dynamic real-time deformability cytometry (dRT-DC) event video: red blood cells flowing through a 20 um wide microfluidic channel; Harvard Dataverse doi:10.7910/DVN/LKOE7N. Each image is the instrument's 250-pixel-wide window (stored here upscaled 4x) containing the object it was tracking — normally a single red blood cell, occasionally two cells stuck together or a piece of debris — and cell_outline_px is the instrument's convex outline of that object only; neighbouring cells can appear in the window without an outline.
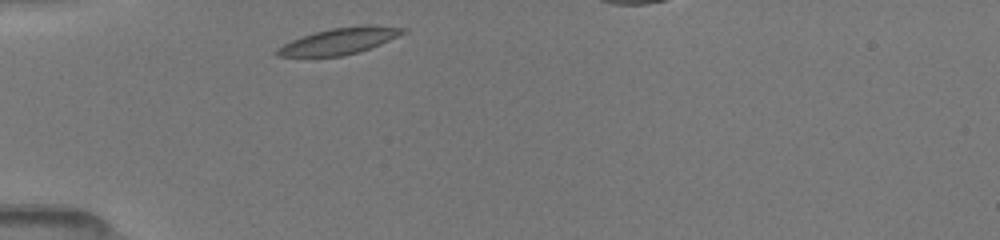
{"species": "common noctule bat (a hibernating species)", "species_latin": "Nyctalus noctula", "temperature_condition": "room temperature", "stored_images_in_passage": 31, "camera_frame_rate_fps": 3000, "um_per_image_px": 0.085, "animal": {"sex": "female", "body_mass_g": 19.5, "forearm_length_mm": 54.1}, "frame": {"image": 1, "passage_image": 1, "time_ms": 0.0, "image_size_px": [1000, 240], "cell_outline_px": [[408, 32], [380, 44], [360, 52], [340, 56], [276, 56], [276, 48], [292, 40], [316, 32], [332, 28], [408, 28]], "centroid_in_image_um": [28.77, 3.55], "position_along_channel_um": 56.2, "area_um2": 18.15}}
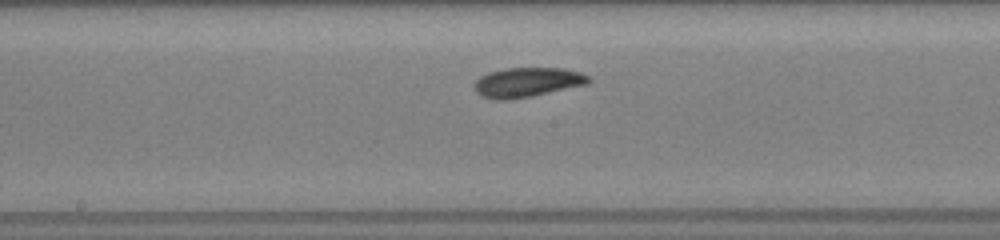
{"frame": {"image": 2, "passage_image": 13, "time_ms": 4.0, "image_size_px": [1000, 240], "cell_outline_px": [[592, 80], [588, 84], [532, 96], [508, 100], [496, 100], [484, 96], [476, 92], [476, 80], [480, 76], [488, 72], [508, 68], [560, 68], [580, 72], [588, 76]], "centroid_in_image_um": [44.84, 6.99], "position_along_channel_um": 203.4, "area_um2": 19.54}}
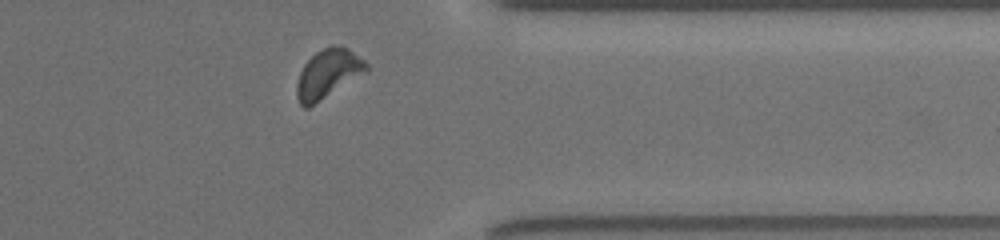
{"frame": {"image": 3, "passage_image": 27, "time_ms": 8.667, "image_size_px": [1000, 240], "cell_outline_px": [[368, 72], [308, 108], [304, 108], [300, 104], [296, 96], [296, 84], [300, 72], [304, 64], [316, 52], [332, 44], [336, 44], [348, 48], [364, 60], [368, 64]], "centroid_in_image_um": [27.89, 6.27], "position_along_channel_um": 383.5, "area_um2": 20.0}, "authors_computed_cell_mechanics": {"area_um2": 18.785, "velocity_mm_per_s": 3.9851, "shape_relaxation_time_tau1_ms": 2.0624, "shape_relaxation_time_tau2_ms": 3.2597, "deformation_change_tau1": 0.0936, "deformation_change_tau2": 0.1006}}